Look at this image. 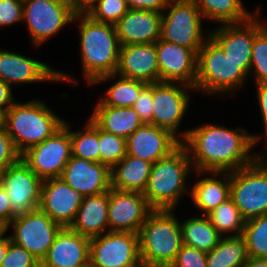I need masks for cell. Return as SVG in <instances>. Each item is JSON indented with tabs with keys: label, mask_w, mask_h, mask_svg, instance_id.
<instances>
[{
	"label": "cell",
	"mask_w": 267,
	"mask_h": 267,
	"mask_svg": "<svg viewBox=\"0 0 267 267\" xmlns=\"http://www.w3.org/2000/svg\"><path fill=\"white\" fill-rule=\"evenodd\" d=\"M178 136L188 150L193 170L199 172L236 171L251 164L260 155L250 152L262 136L249 135L241 127L230 130L206 123L182 131Z\"/></svg>",
	"instance_id": "cell-1"
},
{
	"label": "cell",
	"mask_w": 267,
	"mask_h": 267,
	"mask_svg": "<svg viewBox=\"0 0 267 267\" xmlns=\"http://www.w3.org/2000/svg\"><path fill=\"white\" fill-rule=\"evenodd\" d=\"M80 23L83 74L90 85L102 76L116 73L121 44L115 25L97 22L87 14L74 16Z\"/></svg>",
	"instance_id": "cell-2"
},
{
	"label": "cell",
	"mask_w": 267,
	"mask_h": 267,
	"mask_svg": "<svg viewBox=\"0 0 267 267\" xmlns=\"http://www.w3.org/2000/svg\"><path fill=\"white\" fill-rule=\"evenodd\" d=\"M192 166L188 150L182 143L168 156L152 164L143 193L148 205L153 210H174L182 194H190L186 180L193 171Z\"/></svg>",
	"instance_id": "cell-3"
},
{
	"label": "cell",
	"mask_w": 267,
	"mask_h": 267,
	"mask_svg": "<svg viewBox=\"0 0 267 267\" xmlns=\"http://www.w3.org/2000/svg\"><path fill=\"white\" fill-rule=\"evenodd\" d=\"M174 210H153L140 228L139 252L143 267H170L183 246L180 221Z\"/></svg>",
	"instance_id": "cell-4"
},
{
	"label": "cell",
	"mask_w": 267,
	"mask_h": 267,
	"mask_svg": "<svg viewBox=\"0 0 267 267\" xmlns=\"http://www.w3.org/2000/svg\"><path fill=\"white\" fill-rule=\"evenodd\" d=\"M46 103L32 100L27 103L14 102L5 113V130L21 155L27 149L40 144L64 125Z\"/></svg>",
	"instance_id": "cell-5"
},
{
	"label": "cell",
	"mask_w": 267,
	"mask_h": 267,
	"mask_svg": "<svg viewBox=\"0 0 267 267\" xmlns=\"http://www.w3.org/2000/svg\"><path fill=\"white\" fill-rule=\"evenodd\" d=\"M248 75L243 63L227 56L209 35L198 52L195 89L211 95L232 93L244 85Z\"/></svg>",
	"instance_id": "cell-6"
},
{
	"label": "cell",
	"mask_w": 267,
	"mask_h": 267,
	"mask_svg": "<svg viewBox=\"0 0 267 267\" xmlns=\"http://www.w3.org/2000/svg\"><path fill=\"white\" fill-rule=\"evenodd\" d=\"M230 198L245 220L267 214V162L261 155L230 172Z\"/></svg>",
	"instance_id": "cell-7"
},
{
	"label": "cell",
	"mask_w": 267,
	"mask_h": 267,
	"mask_svg": "<svg viewBox=\"0 0 267 267\" xmlns=\"http://www.w3.org/2000/svg\"><path fill=\"white\" fill-rule=\"evenodd\" d=\"M162 13L161 38L195 51L197 54L209 36H203L202 13L192 0H170Z\"/></svg>",
	"instance_id": "cell-8"
},
{
	"label": "cell",
	"mask_w": 267,
	"mask_h": 267,
	"mask_svg": "<svg viewBox=\"0 0 267 267\" xmlns=\"http://www.w3.org/2000/svg\"><path fill=\"white\" fill-rule=\"evenodd\" d=\"M10 227L14 230L10 236L11 242L25 248L39 262L46 256L56 235L63 228L40 208L15 217L5 231H9Z\"/></svg>",
	"instance_id": "cell-9"
},
{
	"label": "cell",
	"mask_w": 267,
	"mask_h": 267,
	"mask_svg": "<svg viewBox=\"0 0 267 267\" xmlns=\"http://www.w3.org/2000/svg\"><path fill=\"white\" fill-rule=\"evenodd\" d=\"M72 157L69 125H64L49 138L20 155L26 165L42 180L60 177Z\"/></svg>",
	"instance_id": "cell-10"
},
{
	"label": "cell",
	"mask_w": 267,
	"mask_h": 267,
	"mask_svg": "<svg viewBox=\"0 0 267 267\" xmlns=\"http://www.w3.org/2000/svg\"><path fill=\"white\" fill-rule=\"evenodd\" d=\"M74 16L69 0H23V21L35 46L72 23Z\"/></svg>",
	"instance_id": "cell-11"
},
{
	"label": "cell",
	"mask_w": 267,
	"mask_h": 267,
	"mask_svg": "<svg viewBox=\"0 0 267 267\" xmlns=\"http://www.w3.org/2000/svg\"><path fill=\"white\" fill-rule=\"evenodd\" d=\"M89 261L98 267H143L139 252V235L108 231L90 238Z\"/></svg>",
	"instance_id": "cell-12"
},
{
	"label": "cell",
	"mask_w": 267,
	"mask_h": 267,
	"mask_svg": "<svg viewBox=\"0 0 267 267\" xmlns=\"http://www.w3.org/2000/svg\"><path fill=\"white\" fill-rule=\"evenodd\" d=\"M42 183L21 158L0 174V185L10 201L11 221L39 208Z\"/></svg>",
	"instance_id": "cell-13"
},
{
	"label": "cell",
	"mask_w": 267,
	"mask_h": 267,
	"mask_svg": "<svg viewBox=\"0 0 267 267\" xmlns=\"http://www.w3.org/2000/svg\"><path fill=\"white\" fill-rule=\"evenodd\" d=\"M191 89L195 90L181 83H152V124L170 131L177 137L176 132L179 131L181 121L190 104Z\"/></svg>",
	"instance_id": "cell-14"
},
{
	"label": "cell",
	"mask_w": 267,
	"mask_h": 267,
	"mask_svg": "<svg viewBox=\"0 0 267 267\" xmlns=\"http://www.w3.org/2000/svg\"><path fill=\"white\" fill-rule=\"evenodd\" d=\"M259 7L253 16L242 23L220 24L209 35L221 46L227 56L243 63V69L249 74L252 47L255 36L267 25L258 19Z\"/></svg>",
	"instance_id": "cell-15"
},
{
	"label": "cell",
	"mask_w": 267,
	"mask_h": 267,
	"mask_svg": "<svg viewBox=\"0 0 267 267\" xmlns=\"http://www.w3.org/2000/svg\"><path fill=\"white\" fill-rule=\"evenodd\" d=\"M152 211L143 193L114 188L108 192L109 231L138 234Z\"/></svg>",
	"instance_id": "cell-16"
},
{
	"label": "cell",
	"mask_w": 267,
	"mask_h": 267,
	"mask_svg": "<svg viewBox=\"0 0 267 267\" xmlns=\"http://www.w3.org/2000/svg\"><path fill=\"white\" fill-rule=\"evenodd\" d=\"M67 75L61 71L59 72V70H54L41 61L0 49V80L10 87L12 83L71 82L74 80L70 75Z\"/></svg>",
	"instance_id": "cell-17"
},
{
	"label": "cell",
	"mask_w": 267,
	"mask_h": 267,
	"mask_svg": "<svg viewBox=\"0 0 267 267\" xmlns=\"http://www.w3.org/2000/svg\"><path fill=\"white\" fill-rule=\"evenodd\" d=\"M160 82L181 83L195 88L198 54L162 39L155 42Z\"/></svg>",
	"instance_id": "cell-18"
},
{
	"label": "cell",
	"mask_w": 267,
	"mask_h": 267,
	"mask_svg": "<svg viewBox=\"0 0 267 267\" xmlns=\"http://www.w3.org/2000/svg\"><path fill=\"white\" fill-rule=\"evenodd\" d=\"M83 199L62 178H50L43 180L39 208L62 227H70Z\"/></svg>",
	"instance_id": "cell-19"
},
{
	"label": "cell",
	"mask_w": 267,
	"mask_h": 267,
	"mask_svg": "<svg viewBox=\"0 0 267 267\" xmlns=\"http://www.w3.org/2000/svg\"><path fill=\"white\" fill-rule=\"evenodd\" d=\"M180 144L179 137L170 131L146 123L126 138L127 155L152 164L168 156Z\"/></svg>",
	"instance_id": "cell-20"
},
{
	"label": "cell",
	"mask_w": 267,
	"mask_h": 267,
	"mask_svg": "<svg viewBox=\"0 0 267 267\" xmlns=\"http://www.w3.org/2000/svg\"><path fill=\"white\" fill-rule=\"evenodd\" d=\"M60 178L84 196L109 192L111 168L100 162H92L72 156Z\"/></svg>",
	"instance_id": "cell-21"
},
{
	"label": "cell",
	"mask_w": 267,
	"mask_h": 267,
	"mask_svg": "<svg viewBox=\"0 0 267 267\" xmlns=\"http://www.w3.org/2000/svg\"><path fill=\"white\" fill-rule=\"evenodd\" d=\"M115 74L147 84L160 82L155 43L122 45Z\"/></svg>",
	"instance_id": "cell-22"
},
{
	"label": "cell",
	"mask_w": 267,
	"mask_h": 267,
	"mask_svg": "<svg viewBox=\"0 0 267 267\" xmlns=\"http://www.w3.org/2000/svg\"><path fill=\"white\" fill-rule=\"evenodd\" d=\"M90 238L63 227L40 267H83L89 262Z\"/></svg>",
	"instance_id": "cell-23"
},
{
	"label": "cell",
	"mask_w": 267,
	"mask_h": 267,
	"mask_svg": "<svg viewBox=\"0 0 267 267\" xmlns=\"http://www.w3.org/2000/svg\"><path fill=\"white\" fill-rule=\"evenodd\" d=\"M162 13L129 9L116 24L122 45L155 43L161 38Z\"/></svg>",
	"instance_id": "cell-24"
},
{
	"label": "cell",
	"mask_w": 267,
	"mask_h": 267,
	"mask_svg": "<svg viewBox=\"0 0 267 267\" xmlns=\"http://www.w3.org/2000/svg\"><path fill=\"white\" fill-rule=\"evenodd\" d=\"M69 228L88 238L108 232V192L84 196L75 220Z\"/></svg>",
	"instance_id": "cell-25"
},
{
	"label": "cell",
	"mask_w": 267,
	"mask_h": 267,
	"mask_svg": "<svg viewBox=\"0 0 267 267\" xmlns=\"http://www.w3.org/2000/svg\"><path fill=\"white\" fill-rule=\"evenodd\" d=\"M198 176L207 173L218 178L209 177L196 180L190 195L197 208L201 210L202 215H207L213 209L217 208L230 198V172H199ZM222 175V176H221Z\"/></svg>",
	"instance_id": "cell-26"
},
{
	"label": "cell",
	"mask_w": 267,
	"mask_h": 267,
	"mask_svg": "<svg viewBox=\"0 0 267 267\" xmlns=\"http://www.w3.org/2000/svg\"><path fill=\"white\" fill-rule=\"evenodd\" d=\"M95 106L90 119L105 132L126 139L143 124L132 107L105 106L100 100Z\"/></svg>",
	"instance_id": "cell-27"
},
{
	"label": "cell",
	"mask_w": 267,
	"mask_h": 267,
	"mask_svg": "<svg viewBox=\"0 0 267 267\" xmlns=\"http://www.w3.org/2000/svg\"><path fill=\"white\" fill-rule=\"evenodd\" d=\"M152 163L126 155L111 168V186L116 190L144 193Z\"/></svg>",
	"instance_id": "cell-28"
},
{
	"label": "cell",
	"mask_w": 267,
	"mask_h": 267,
	"mask_svg": "<svg viewBox=\"0 0 267 267\" xmlns=\"http://www.w3.org/2000/svg\"><path fill=\"white\" fill-rule=\"evenodd\" d=\"M183 244L209 252L222 237L212 225L207 215L194 216L180 223Z\"/></svg>",
	"instance_id": "cell-29"
},
{
	"label": "cell",
	"mask_w": 267,
	"mask_h": 267,
	"mask_svg": "<svg viewBox=\"0 0 267 267\" xmlns=\"http://www.w3.org/2000/svg\"><path fill=\"white\" fill-rule=\"evenodd\" d=\"M245 239L240 236H222L219 243L207 252V267H241L248 260Z\"/></svg>",
	"instance_id": "cell-30"
},
{
	"label": "cell",
	"mask_w": 267,
	"mask_h": 267,
	"mask_svg": "<svg viewBox=\"0 0 267 267\" xmlns=\"http://www.w3.org/2000/svg\"><path fill=\"white\" fill-rule=\"evenodd\" d=\"M203 18L223 24L242 23L254 14L243 6L242 0H192Z\"/></svg>",
	"instance_id": "cell-31"
},
{
	"label": "cell",
	"mask_w": 267,
	"mask_h": 267,
	"mask_svg": "<svg viewBox=\"0 0 267 267\" xmlns=\"http://www.w3.org/2000/svg\"><path fill=\"white\" fill-rule=\"evenodd\" d=\"M116 78L117 81L106 91L100 101L110 107H132L140 92L148 85L145 82L128 79L117 74H108L99 77L93 84L102 83Z\"/></svg>",
	"instance_id": "cell-32"
},
{
	"label": "cell",
	"mask_w": 267,
	"mask_h": 267,
	"mask_svg": "<svg viewBox=\"0 0 267 267\" xmlns=\"http://www.w3.org/2000/svg\"><path fill=\"white\" fill-rule=\"evenodd\" d=\"M207 217L221 236L230 232L234 234L229 236H240L243 234L246 220L242 217L241 212L231 198L209 212Z\"/></svg>",
	"instance_id": "cell-33"
},
{
	"label": "cell",
	"mask_w": 267,
	"mask_h": 267,
	"mask_svg": "<svg viewBox=\"0 0 267 267\" xmlns=\"http://www.w3.org/2000/svg\"><path fill=\"white\" fill-rule=\"evenodd\" d=\"M69 133L72 143V156L99 162V127L91 119H88L85 129L73 132L69 127Z\"/></svg>",
	"instance_id": "cell-34"
},
{
	"label": "cell",
	"mask_w": 267,
	"mask_h": 267,
	"mask_svg": "<svg viewBox=\"0 0 267 267\" xmlns=\"http://www.w3.org/2000/svg\"><path fill=\"white\" fill-rule=\"evenodd\" d=\"M242 236L249 257L267 258V214L246 220Z\"/></svg>",
	"instance_id": "cell-35"
},
{
	"label": "cell",
	"mask_w": 267,
	"mask_h": 267,
	"mask_svg": "<svg viewBox=\"0 0 267 267\" xmlns=\"http://www.w3.org/2000/svg\"><path fill=\"white\" fill-rule=\"evenodd\" d=\"M126 155V139L99 128V162L112 168Z\"/></svg>",
	"instance_id": "cell-36"
},
{
	"label": "cell",
	"mask_w": 267,
	"mask_h": 267,
	"mask_svg": "<svg viewBox=\"0 0 267 267\" xmlns=\"http://www.w3.org/2000/svg\"><path fill=\"white\" fill-rule=\"evenodd\" d=\"M251 72L257 84L267 82V25L254 38L249 74Z\"/></svg>",
	"instance_id": "cell-37"
},
{
	"label": "cell",
	"mask_w": 267,
	"mask_h": 267,
	"mask_svg": "<svg viewBox=\"0 0 267 267\" xmlns=\"http://www.w3.org/2000/svg\"><path fill=\"white\" fill-rule=\"evenodd\" d=\"M128 10L126 0H100L87 15L97 22L115 25Z\"/></svg>",
	"instance_id": "cell-38"
},
{
	"label": "cell",
	"mask_w": 267,
	"mask_h": 267,
	"mask_svg": "<svg viewBox=\"0 0 267 267\" xmlns=\"http://www.w3.org/2000/svg\"><path fill=\"white\" fill-rule=\"evenodd\" d=\"M1 267H40V262L25 248L10 241Z\"/></svg>",
	"instance_id": "cell-39"
},
{
	"label": "cell",
	"mask_w": 267,
	"mask_h": 267,
	"mask_svg": "<svg viewBox=\"0 0 267 267\" xmlns=\"http://www.w3.org/2000/svg\"><path fill=\"white\" fill-rule=\"evenodd\" d=\"M207 252L183 244L170 267H207Z\"/></svg>",
	"instance_id": "cell-40"
},
{
	"label": "cell",
	"mask_w": 267,
	"mask_h": 267,
	"mask_svg": "<svg viewBox=\"0 0 267 267\" xmlns=\"http://www.w3.org/2000/svg\"><path fill=\"white\" fill-rule=\"evenodd\" d=\"M23 21V0H0V28Z\"/></svg>",
	"instance_id": "cell-41"
},
{
	"label": "cell",
	"mask_w": 267,
	"mask_h": 267,
	"mask_svg": "<svg viewBox=\"0 0 267 267\" xmlns=\"http://www.w3.org/2000/svg\"><path fill=\"white\" fill-rule=\"evenodd\" d=\"M19 159L20 154L15 149L12 139L5 128L0 129V174Z\"/></svg>",
	"instance_id": "cell-42"
},
{
	"label": "cell",
	"mask_w": 267,
	"mask_h": 267,
	"mask_svg": "<svg viewBox=\"0 0 267 267\" xmlns=\"http://www.w3.org/2000/svg\"><path fill=\"white\" fill-rule=\"evenodd\" d=\"M132 108L136 111L143 123L152 124V83L148 84L139 94Z\"/></svg>",
	"instance_id": "cell-43"
},
{
	"label": "cell",
	"mask_w": 267,
	"mask_h": 267,
	"mask_svg": "<svg viewBox=\"0 0 267 267\" xmlns=\"http://www.w3.org/2000/svg\"><path fill=\"white\" fill-rule=\"evenodd\" d=\"M170 0H126L129 9L165 12Z\"/></svg>",
	"instance_id": "cell-44"
},
{
	"label": "cell",
	"mask_w": 267,
	"mask_h": 267,
	"mask_svg": "<svg viewBox=\"0 0 267 267\" xmlns=\"http://www.w3.org/2000/svg\"><path fill=\"white\" fill-rule=\"evenodd\" d=\"M11 222V206L9 197L0 185V230H6Z\"/></svg>",
	"instance_id": "cell-45"
},
{
	"label": "cell",
	"mask_w": 267,
	"mask_h": 267,
	"mask_svg": "<svg viewBox=\"0 0 267 267\" xmlns=\"http://www.w3.org/2000/svg\"><path fill=\"white\" fill-rule=\"evenodd\" d=\"M256 88L259 108L261 111L263 125L265 128L264 135L266 136L265 139H267V82L256 84Z\"/></svg>",
	"instance_id": "cell-46"
},
{
	"label": "cell",
	"mask_w": 267,
	"mask_h": 267,
	"mask_svg": "<svg viewBox=\"0 0 267 267\" xmlns=\"http://www.w3.org/2000/svg\"><path fill=\"white\" fill-rule=\"evenodd\" d=\"M100 0H69L75 15L88 14Z\"/></svg>",
	"instance_id": "cell-47"
},
{
	"label": "cell",
	"mask_w": 267,
	"mask_h": 267,
	"mask_svg": "<svg viewBox=\"0 0 267 267\" xmlns=\"http://www.w3.org/2000/svg\"><path fill=\"white\" fill-rule=\"evenodd\" d=\"M14 103L11 87L0 80V109L5 111Z\"/></svg>",
	"instance_id": "cell-48"
},
{
	"label": "cell",
	"mask_w": 267,
	"mask_h": 267,
	"mask_svg": "<svg viewBox=\"0 0 267 267\" xmlns=\"http://www.w3.org/2000/svg\"><path fill=\"white\" fill-rule=\"evenodd\" d=\"M4 234H6V231L0 230V267L2 265L4 257L6 256L9 247V242L11 241L10 235L5 237Z\"/></svg>",
	"instance_id": "cell-49"
},
{
	"label": "cell",
	"mask_w": 267,
	"mask_h": 267,
	"mask_svg": "<svg viewBox=\"0 0 267 267\" xmlns=\"http://www.w3.org/2000/svg\"><path fill=\"white\" fill-rule=\"evenodd\" d=\"M241 267H267V258L249 257Z\"/></svg>",
	"instance_id": "cell-50"
},
{
	"label": "cell",
	"mask_w": 267,
	"mask_h": 267,
	"mask_svg": "<svg viewBox=\"0 0 267 267\" xmlns=\"http://www.w3.org/2000/svg\"><path fill=\"white\" fill-rule=\"evenodd\" d=\"M5 113L6 111L4 109H0V129L5 127Z\"/></svg>",
	"instance_id": "cell-51"
},
{
	"label": "cell",
	"mask_w": 267,
	"mask_h": 267,
	"mask_svg": "<svg viewBox=\"0 0 267 267\" xmlns=\"http://www.w3.org/2000/svg\"><path fill=\"white\" fill-rule=\"evenodd\" d=\"M266 141H264V142H266V144L265 145H267V139H265ZM266 148H267V146H266ZM267 151V150H266ZM263 152L262 153V151H261V153H260V155H261V157L267 162V152Z\"/></svg>",
	"instance_id": "cell-52"
},
{
	"label": "cell",
	"mask_w": 267,
	"mask_h": 267,
	"mask_svg": "<svg viewBox=\"0 0 267 267\" xmlns=\"http://www.w3.org/2000/svg\"><path fill=\"white\" fill-rule=\"evenodd\" d=\"M83 267H98V266L92 264V263L89 261V262H88L87 264H85Z\"/></svg>",
	"instance_id": "cell-53"
}]
</instances>
